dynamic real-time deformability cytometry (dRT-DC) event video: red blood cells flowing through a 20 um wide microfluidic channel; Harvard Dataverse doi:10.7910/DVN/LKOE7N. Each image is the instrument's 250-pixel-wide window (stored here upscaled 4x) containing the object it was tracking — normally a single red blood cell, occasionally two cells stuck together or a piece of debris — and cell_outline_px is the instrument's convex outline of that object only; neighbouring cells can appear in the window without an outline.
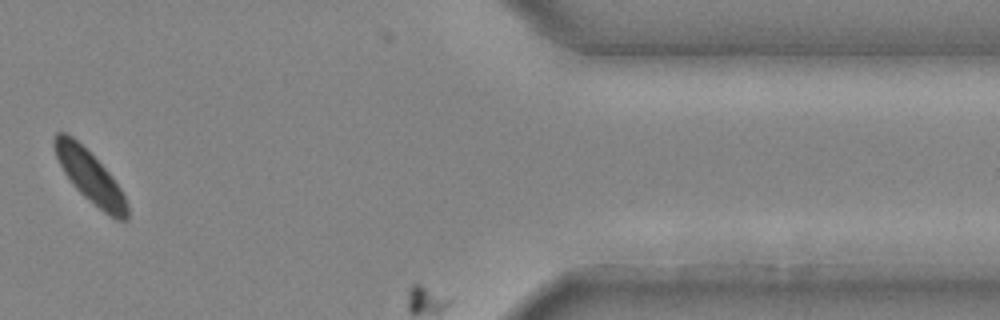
{"species": "common noctule bat (a hibernating species)", "species_latin": "Nyctalus noctula", "temperature_condition": "cold", "stored_images_in_passage": 21, "camera_frame_rate_fps": 3000, "um_per_image_px": 0.085, "animal": {"sex": "male", "body_mass_g": 20.4}, "frame": {"image": 1, "passage_image": 19, "time_ms": 6.0, "image_size_px": [1000, 320], "cell_outline_px": [[128, 220], [116, 220], [104, 212], [84, 196], [72, 184], [64, 172], [56, 156], [52, 144], [52, 140], [56, 132], [68, 132], [108, 172], [120, 188], [128, 204]], "centroid_in_image_um": [7.63, 15.01], "position_along_channel_um": 403.8, "area_um2": 21.62}}